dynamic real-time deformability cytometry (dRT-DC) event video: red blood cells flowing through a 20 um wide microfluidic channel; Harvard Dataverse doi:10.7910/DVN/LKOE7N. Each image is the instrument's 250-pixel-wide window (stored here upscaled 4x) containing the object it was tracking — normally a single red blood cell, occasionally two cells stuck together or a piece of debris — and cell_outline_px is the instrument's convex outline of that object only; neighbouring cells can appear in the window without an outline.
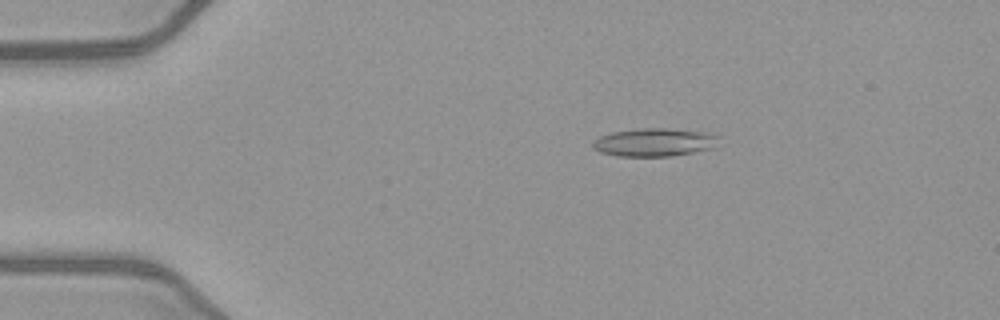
{"species": "common noctule bat (a hibernating species)", "species_latin": "Nyctalus noctula", "temperature_condition": "warm", "stored_images_in_passage": 51, "camera_frame_rate_fps": 3000, "um_per_image_px": 0.085, "animal": {"sex": "female", "body_mass_g": 21.9}, "frame": {"image": 1, "passage_image": 10, "time_ms": 3.0, "image_size_px": [1000, 320], "cell_outline_px": [[720, 136], [716, 148], [672, 156], [616, 156], [600, 152], [592, 148], [592, 144], [600, 136], [612, 132], [640, 128], [668, 128], [704, 132]], "centroid_in_image_um": [55.65, 12.1], "position_along_channel_um": 29.3, "area_um2": 20.81}}
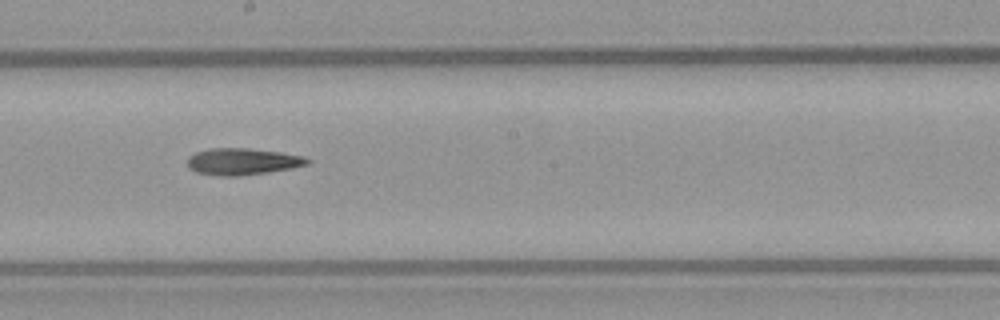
{"frame": {"image": 2, "passage_image": 29, "time_ms": 9.333, "image_size_px": [1000, 320], "cell_outline_px": [[312, 160], [308, 164], [292, 168], [268, 172], [236, 176], [220, 176], [196, 172], [188, 168], [188, 156], [196, 152], [208, 148], [248, 148], [280, 152], [304, 156]], "centroid_in_image_um": [20.61, 13.72], "position_along_channel_um": 227.6, "area_um2": 18.73}}
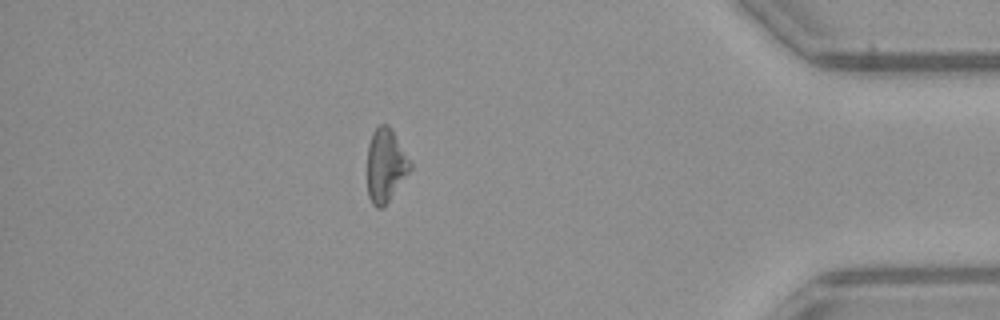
{"frame": {"image": 3, "passage_image": 45, "time_ms": 14.667, "image_size_px": [1000, 320], "cell_outline_px": [[412, 168], [384, 208], [376, 208], [372, 204], [368, 196], [368, 144], [372, 132], [380, 124], [388, 124], [392, 128], [412, 164]], "centroid_in_image_um": [32.78, 14.06], "position_along_channel_um": 402.4, "area_um2": 18.5}}